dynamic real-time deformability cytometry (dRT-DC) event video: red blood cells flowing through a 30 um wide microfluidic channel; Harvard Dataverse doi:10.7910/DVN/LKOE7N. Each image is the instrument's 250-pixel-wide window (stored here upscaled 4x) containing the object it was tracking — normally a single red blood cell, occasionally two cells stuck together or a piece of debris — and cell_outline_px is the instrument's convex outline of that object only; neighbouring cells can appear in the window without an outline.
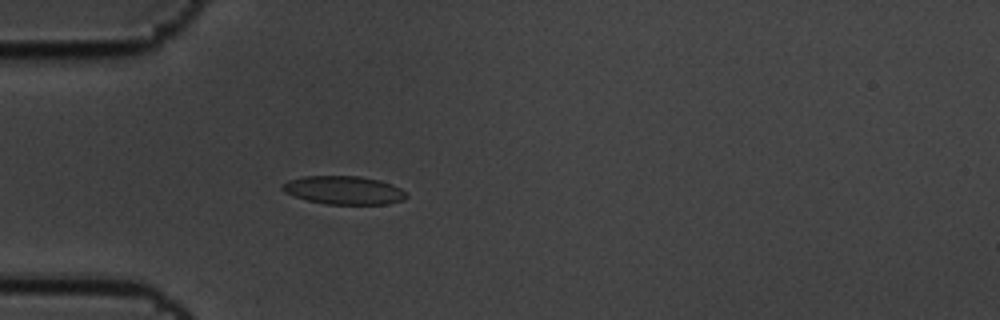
{"species": "common noctule bat (a hibernating species)", "species_latin": "Nyctalus noctula", "temperature_condition": "cold", "stored_images_in_passage": 6, "camera_frame_rate_fps": 3000, "um_per_image_px": 0.085, "animal": {"sex": "male", "body_mass_g": 19.5, "forearm_length_mm": 54.6}, "frame": {"image": 1, "passage_image": 6, "time_ms": 1.667, "image_size_px": [1000, 320], "cell_outline_px": [[408, 196], [404, 200], [388, 204], [324, 204], [308, 200], [284, 192], [280, 188], [280, 184], [288, 180], [304, 176], [360, 176], [380, 180], [392, 184], [400, 188]], "centroid_in_image_um": [29.22, 16.16], "position_along_channel_um": 55.8, "area_um2": 20.58}}